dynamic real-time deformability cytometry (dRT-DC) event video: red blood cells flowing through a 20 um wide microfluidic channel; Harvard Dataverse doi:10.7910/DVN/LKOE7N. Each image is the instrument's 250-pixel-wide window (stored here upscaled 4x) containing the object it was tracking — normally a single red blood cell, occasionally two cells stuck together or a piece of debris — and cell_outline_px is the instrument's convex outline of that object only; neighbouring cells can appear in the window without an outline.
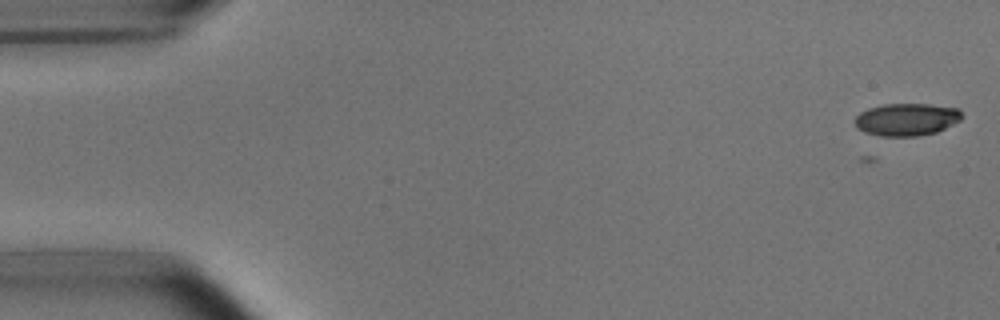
{"species": "common noctule bat (a hibernating species)", "species_latin": "Nyctalus noctula", "temperature_condition": "room temperature", "stored_images_in_passage": 10, "camera_frame_rate_fps": 3000, "um_per_image_px": 0.085, "animal": {"sex": "male", "body_mass_g": 15.6}, "frame": {"image": 1, "passage_image": 2, "time_ms": 0.333, "image_size_px": [1000, 320], "cell_outline_px": [[964, 116], [960, 120], [936, 132], [920, 136], [880, 136], [864, 132], [856, 128], [856, 116], [860, 112], [868, 108], [884, 104], [928, 104], [960, 108]], "centroid_in_image_um": [77.08, 10.15], "position_along_channel_um": 7.9, "area_um2": 20.35}}
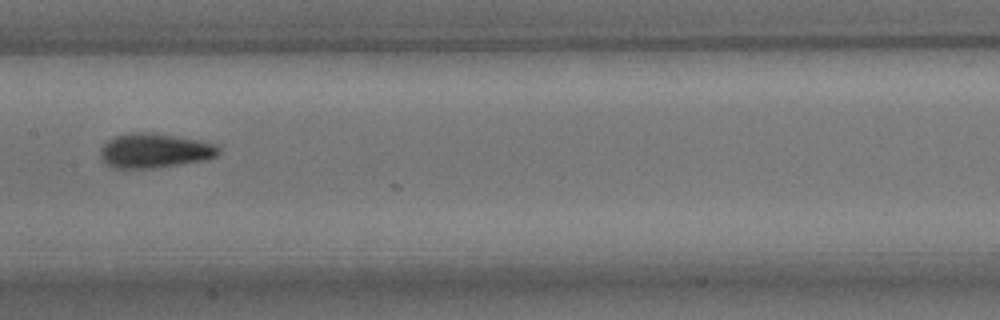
{"frame": {"image": 2, "passage_image": 9, "time_ms": 2.667, "image_size_px": [1000, 320], "cell_outline_px": [[220, 152], [216, 156], [208, 160], [152, 168], [112, 168], [100, 156], [100, 152], [104, 144], [108, 140], [116, 136], [132, 132], [152, 132], [200, 140], [216, 144], [220, 148]], "centroid_in_image_um": [13.18, 12.8], "position_along_channel_um": 194.2, "area_um2": 23.81}}
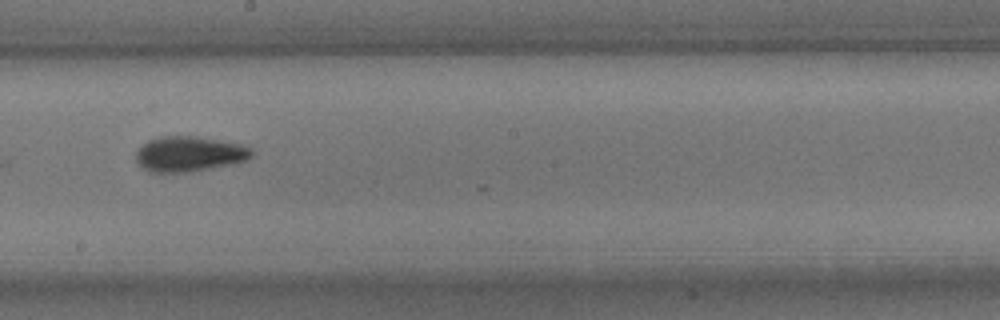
{"frame": {"image": 3, "passage_image": 10, "time_ms": 3.0, "image_size_px": [1000, 320], "cell_outline_px": [[252, 156], [244, 160], [232, 164], [188, 172], [148, 172], [136, 160], [136, 152], [148, 140], [160, 136], [196, 136], [240, 144], [252, 148]], "centroid_in_image_um": [16.07, 13.08], "position_along_channel_um": 232.1, "area_um2": 23.52}}